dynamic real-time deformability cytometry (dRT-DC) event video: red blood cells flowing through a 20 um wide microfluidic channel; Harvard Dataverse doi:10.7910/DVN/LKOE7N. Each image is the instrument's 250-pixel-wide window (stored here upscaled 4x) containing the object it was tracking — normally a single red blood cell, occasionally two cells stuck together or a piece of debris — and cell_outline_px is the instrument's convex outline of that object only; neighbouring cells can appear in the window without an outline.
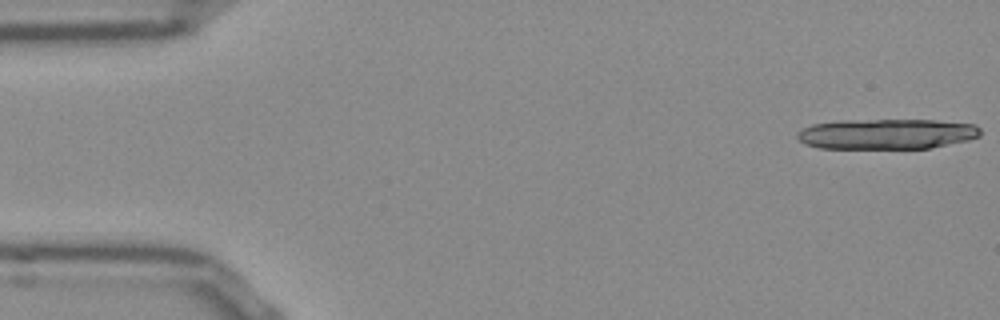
{"species": "Egyptian fruit bat (a non-hibernating species)", "species_latin": "Rousettus aegyptiacus", "temperature_condition": "room temperature", "stored_images_in_passage": 18, "camera_frame_rate_fps": 3000, "um_per_image_px": 0.085, "frame": {"image": 1, "passage_image": 1, "time_ms": 0.0, "image_size_px": [1000, 320], "cell_outline_px": [[980, 136], [968, 140], [932, 148], [820, 148], [804, 144], [796, 136], [796, 132], [812, 124], [844, 120], [936, 120], [976, 124], [980, 128]], "centroid_in_image_um": [75.39, 11.38], "position_along_channel_um": 9.6, "area_um2": 32.48}}